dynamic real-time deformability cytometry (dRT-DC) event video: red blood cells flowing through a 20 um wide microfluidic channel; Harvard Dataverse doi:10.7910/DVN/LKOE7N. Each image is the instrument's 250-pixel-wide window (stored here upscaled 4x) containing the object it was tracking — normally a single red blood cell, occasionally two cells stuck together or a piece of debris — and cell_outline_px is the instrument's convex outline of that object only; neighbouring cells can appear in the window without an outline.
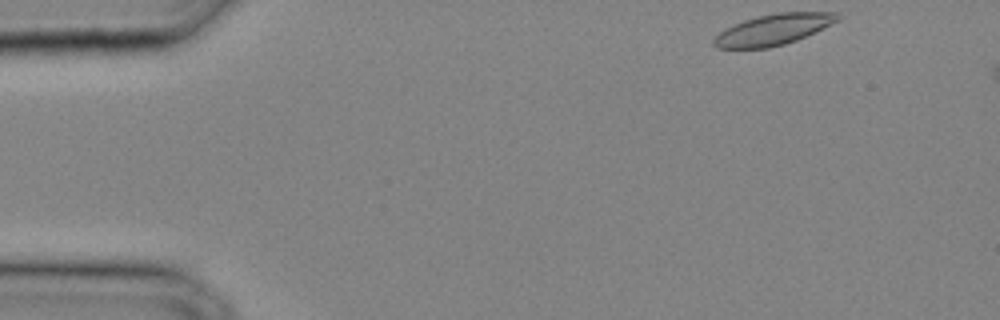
{"species": "common noctule bat (a hibernating species)", "species_latin": "Nyctalus noctula", "temperature_condition": "cold", "stored_images_in_passage": 27, "camera_frame_rate_fps": 3000, "um_per_image_px": 0.085, "animal": {"sex": "male", "body_mass_g": 20.4}, "frame": {"image": 1, "passage_image": 1, "time_ms": 0.0, "image_size_px": [1000, 320], "cell_outline_px": [[844, 16], [840, 20], [796, 40], [784, 44], [768, 48], [716, 48], [712, 44], [712, 40], [720, 32], [744, 20], [756, 16], [776, 12], [840, 12]], "centroid_in_image_um": [65.77, 2.5], "position_along_channel_um": 19.2, "area_um2": 22.25}}
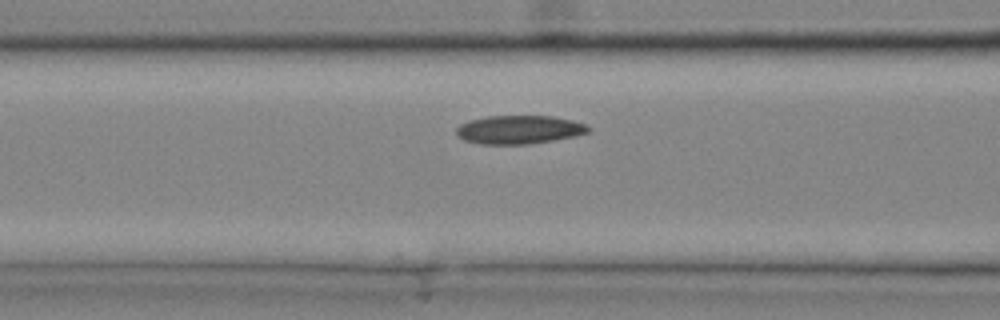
{"frame": {"image": 2, "passage_image": 11, "time_ms": 3.333, "image_size_px": [1000, 320], "cell_outline_px": [[592, 128], [588, 132], [576, 136], [528, 144], [480, 144], [464, 140], [456, 136], [456, 128], [460, 124], [468, 120], [488, 116], [552, 116], [572, 120], [584, 124]], "centroid_in_image_um": [44.09, 11.02], "position_along_channel_um": 122.5, "area_um2": 21.96}}
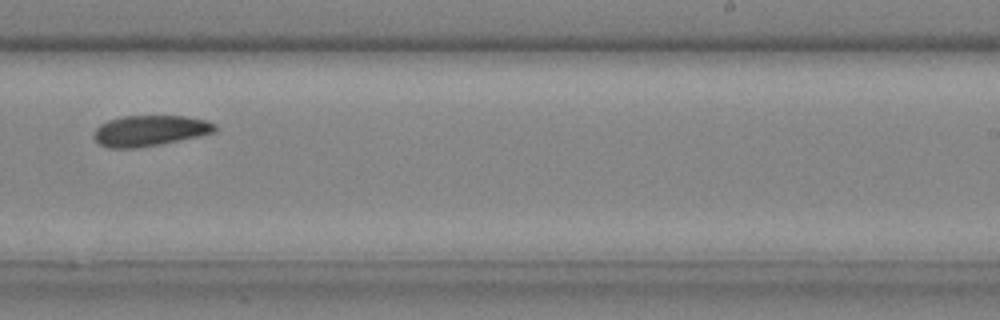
{"frame": {"image": 3, "passage_image": 19, "time_ms": 6.0, "image_size_px": [1000, 320], "cell_outline_px": [[216, 132], [180, 140], [140, 148], [108, 148], [100, 144], [92, 136], [92, 132], [100, 124], [108, 120], [124, 116], [184, 116], [204, 120], [216, 124]], "centroid_in_image_um": [12.7, 11.11], "position_along_channel_um": 276.3, "area_um2": 21.73}}